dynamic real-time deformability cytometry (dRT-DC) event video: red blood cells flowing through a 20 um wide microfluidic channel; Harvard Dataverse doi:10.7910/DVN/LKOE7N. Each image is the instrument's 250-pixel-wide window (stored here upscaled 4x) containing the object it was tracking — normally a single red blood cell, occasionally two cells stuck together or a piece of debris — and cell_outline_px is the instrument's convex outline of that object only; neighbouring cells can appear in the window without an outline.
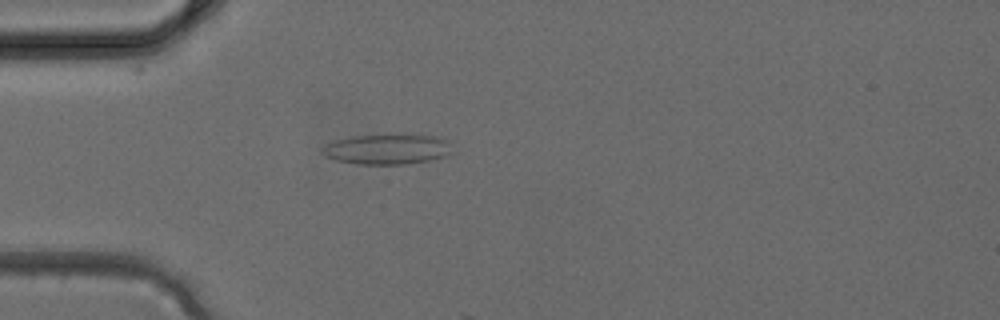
{"species": "common noctule bat (a hibernating species)", "species_latin": "Nyctalus noctula", "temperature_condition": "cold", "stored_images_in_passage": 3, "camera_frame_rate_fps": 3000, "um_per_image_px": 0.085, "animal": {"sex": "female", "body_mass_g": 24.6, "forearm_length_mm": 56.2}, "frame": {"image": 1, "passage_image": 3, "time_ms": 0.667, "image_size_px": [1000, 320], "cell_outline_px": [[452, 152], [444, 156], [432, 160], [408, 164], [356, 164], [336, 160], [324, 156], [320, 152], [324, 144], [336, 140], [352, 136], [392, 132], [440, 136], [452, 140]], "centroid_in_image_um": [32.97, 12.63], "position_along_channel_um": 52.0, "area_um2": 24.16}}